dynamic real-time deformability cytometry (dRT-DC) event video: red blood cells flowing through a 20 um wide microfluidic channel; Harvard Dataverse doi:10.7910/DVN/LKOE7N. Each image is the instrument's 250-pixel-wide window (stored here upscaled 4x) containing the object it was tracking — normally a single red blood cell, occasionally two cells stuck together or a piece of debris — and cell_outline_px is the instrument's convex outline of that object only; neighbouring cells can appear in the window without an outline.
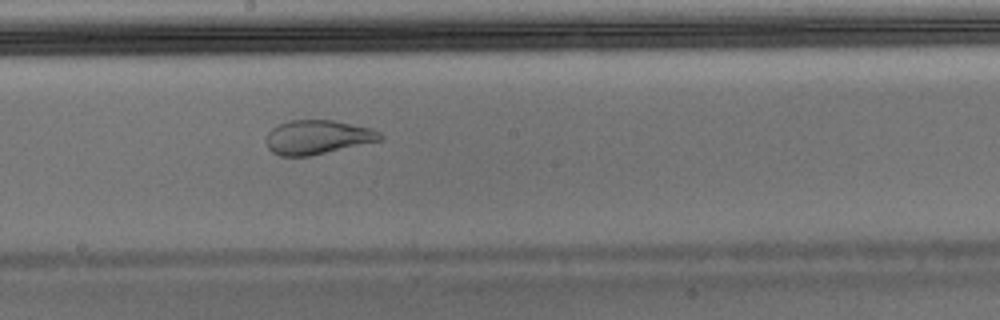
{"species": "Egyptian fruit bat (a non-hibernating species)", "species_latin": "Rousettus aegyptiacus", "temperature_condition": "warm", "stored_images_in_passage": 38, "camera_frame_rate_fps": 3000, "um_per_image_px": 0.085, "animal": {"sex": "male"}, "frame": {"image": 1, "passage_image": 17, "time_ms": 5.333, "image_size_px": [1000, 320], "cell_outline_px": [[384, 140], [308, 156], [280, 156], [272, 152], [268, 148], [268, 132], [272, 128], [288, 120], [336, 120], [372, 128], [380, 132], [384, 136]], "centroid_in_image_um": [27.05, 11.65], "position_along_channel_um": 221.1, "area_um2": 22.72}}